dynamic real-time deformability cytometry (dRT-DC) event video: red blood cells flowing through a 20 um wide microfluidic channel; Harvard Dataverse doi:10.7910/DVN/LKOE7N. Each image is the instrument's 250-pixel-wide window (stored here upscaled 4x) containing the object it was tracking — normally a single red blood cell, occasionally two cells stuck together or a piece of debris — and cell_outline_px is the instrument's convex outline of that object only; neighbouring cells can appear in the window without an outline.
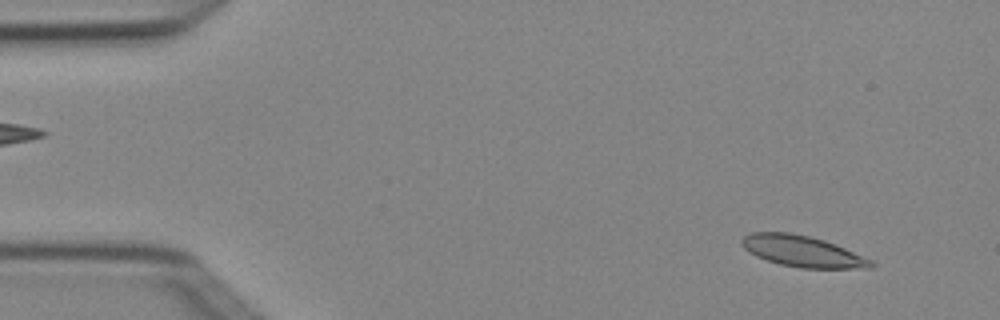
{"species": "Egyptian fruit bat (a non-hibernating species)", "species_latin": "Rousettus aegyptiacus", "temperature_condition": "cold", "stored_images_in_passage": 6, "camera_frame_rate_fps": 3000, "um_per_image_px": 0.085, "animal": {"sex": "female"}, "frame": {"image": 1, "passage_image": 1, "time_ms": 0.0, "image_size_px": [1000, 320], "cell_outline_px": [[876, 264], [872, 268], [800, 268], [780, 264], [756, 256], [744, 248], [740, 244], [740, 240], [744, 236], [752, 232], [788, 232], [808, 236], [824, 240], [836, 244], [872, 260]], "centroid_in_image_um": [68.21, 21.36], "position_along_channel_um": 16.8, "area_um2": 23.41}}
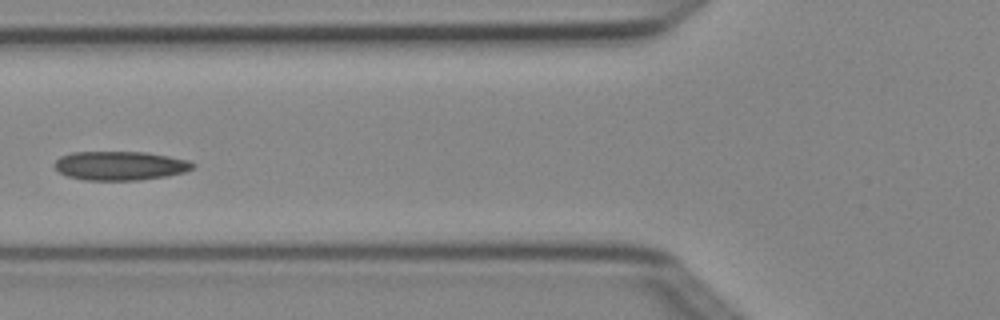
{"frame": {"image": 2, "passage_image": 5, "time_ms": 1.333, "image_size_px": [1000, 320], "cell_outline_px": [[196, 164], [192, 168], [184, 172], [168, 176], [140, 180], [84, 180], [68, 176], [60, 172], [56, 168], [56, 160], [60, 156], [72, 152], [144, 152], [168, 156], [188, 160]], "centroid_in_image_um": [10.23, 14.08], "position_along_channel_um": 115.6, "area_um2": 23.24}}
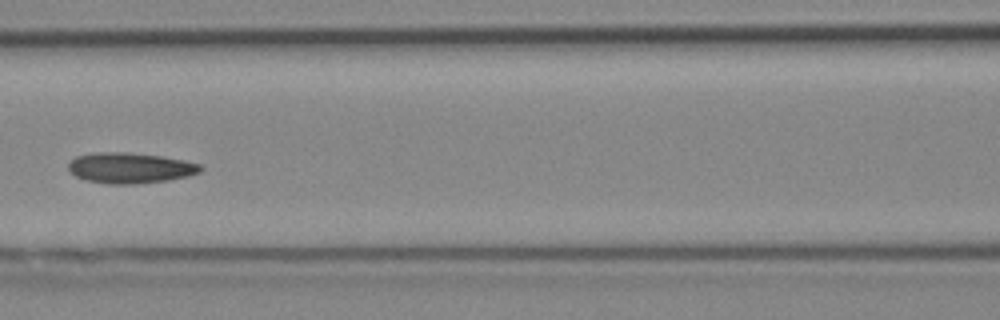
{"frame": {"image": 3, "passage_image": 6, "time_ms": 1.667, "image_size_px": [1000, 320], "cell_outline_px": [[204, 168], [200, 172], [188, 176], [168, 180], [136, 184], [108, 184], [88, 180], [76, 176], [68, 168], [68, 164], [76, 156], [92, 152], [128, 152], [160, 156], [184, 160], [200, 164]], "centroid_in_image_um": [11.08, 14.27], "position_along_channel_um": 155.5, "area_um2": 23.58}}